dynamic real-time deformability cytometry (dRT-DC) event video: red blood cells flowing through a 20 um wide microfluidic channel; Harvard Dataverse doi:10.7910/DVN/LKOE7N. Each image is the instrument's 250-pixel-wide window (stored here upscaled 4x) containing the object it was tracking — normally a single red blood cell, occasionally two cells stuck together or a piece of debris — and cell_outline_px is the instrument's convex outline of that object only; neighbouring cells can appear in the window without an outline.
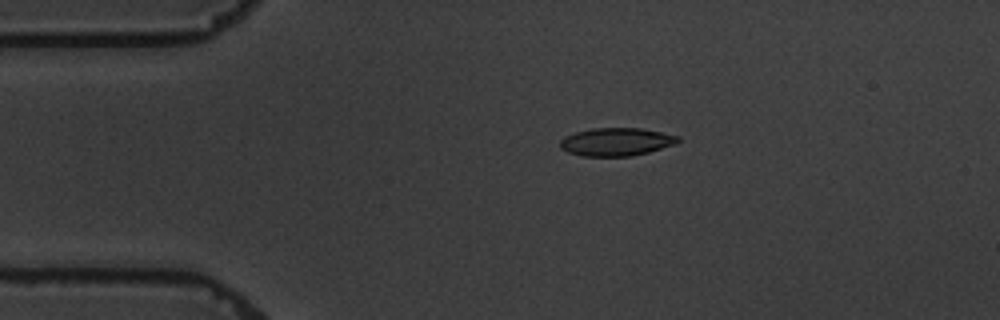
{"species": "common noctule bat (a hibernating species)", "species_latin": "Nyctalus noctula", "temperature_condition": "warm", "stored_images_in_passage": 5, "camera_frame_rate_fps": 3000, "um_per_image_px": 0.085, "animal": {"sex": "male", "body_mass_g": 19.5, "forearm_length_mm": 54.6}, "frame": {"image": 1, "passage_image": 5, "time_ms": 4.667, "image_size_px": [1000, 320], "cell_outline_px": [[680, 140], [676, 144], [648, 152], [632, 156], [580, 156], [568, 152], [560, 148], [560, 140], [564, 136], [576, 132], [592, 128], [640, 128], [680, 136]], "centroid_in_image_um": [52.37, 12.06], "position_along_channel_um": 32.6, "area_um2": 19.31}}